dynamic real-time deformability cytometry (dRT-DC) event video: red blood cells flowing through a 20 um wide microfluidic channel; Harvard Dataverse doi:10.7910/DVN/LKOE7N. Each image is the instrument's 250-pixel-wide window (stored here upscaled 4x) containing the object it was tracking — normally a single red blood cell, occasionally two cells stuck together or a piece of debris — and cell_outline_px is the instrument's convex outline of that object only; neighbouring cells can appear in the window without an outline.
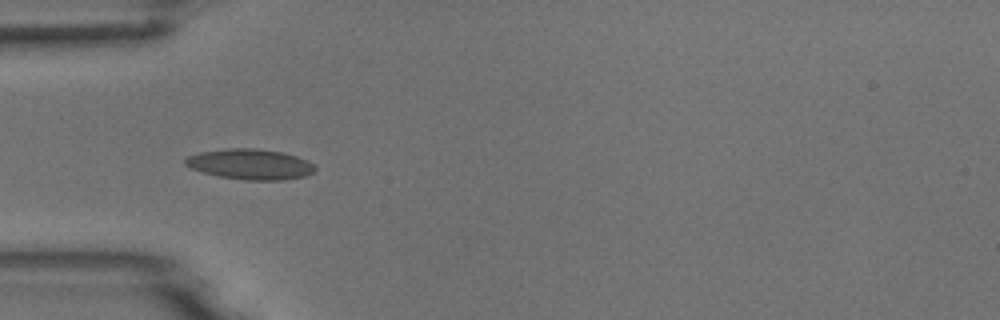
{"species": "common noctule bat (a hibernating species)", "species_latin": "Nyctalus noctula", "temperature_condition": "room temperature", "stored_images_in_passage": 7, "camera_frame_rate_fps": 3000, "um_per_image_px": 0.085, "animal": {"sex": "male", "body_mass_g": 18.8}, "frame": {"image": 1, "passage_image": 5, "time_ms": 4.667, "image_size_px": [1000, 320], "cell_outline_px": [[316, 168], [312, 172], [304, 176], [284, 180], [244, 180], [220, 176], [204, 172], [192, 168], [184, 164], [184, 160], [188, 156], [200, 152], [228, 148], [256, 148], [284, 152], [308, 160]], "centroid_in_image_um": [21.28, 13.95], "position_along_channel_um": 63.7, "area_um2": 22.95}}
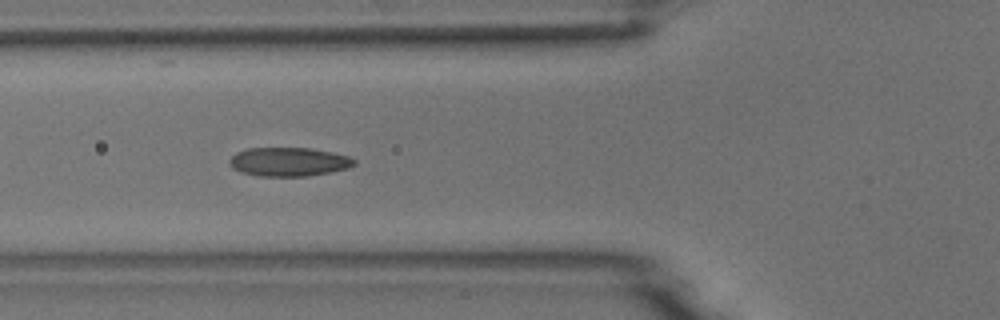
{"frame": {"image": 2, "passage_image": 6, "time_ms": 5.667, "image_size_px": [1000, 320], "cell_outline_px": [[356, 164], [348, 168], [308, 176], [260, 176], [240, 172], [232, 168], [228, 164], [228, 160], [236, 152], [248, 148], [312, 148], [332, 152], [348, 156], [356, 160]], "centroid_in_image_um": [24.52, 13.75], "position_along_channel_um": 101.3, "area_um2": 21.04}}